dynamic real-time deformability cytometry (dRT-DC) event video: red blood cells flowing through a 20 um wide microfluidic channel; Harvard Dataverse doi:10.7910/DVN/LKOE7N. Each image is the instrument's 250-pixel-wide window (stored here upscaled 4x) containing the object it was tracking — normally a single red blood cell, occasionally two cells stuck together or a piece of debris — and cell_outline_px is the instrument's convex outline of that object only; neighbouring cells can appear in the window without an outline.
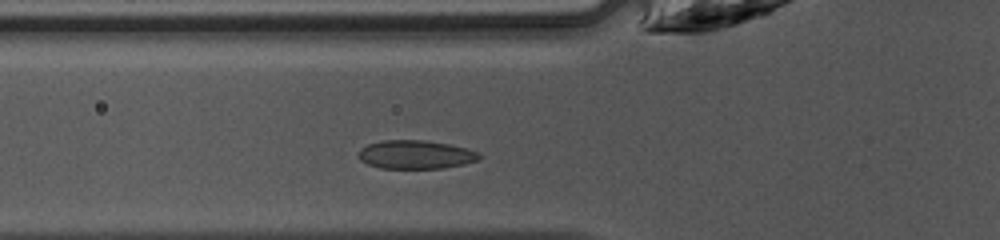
{"species": "common noctule bat (a hibernating species)", "species_latin": "Nyctalus noctula", "temperature_condition": "warm", "stored_images_in_passage": 25, "camera_frame_rate_fps": 3000, "um_per_image_px": 0.085, "animal": {"sex": "female", "body_mass_g": 10.0, "forearm_length_mm": 53.1}, "frame": {"image": 1, "passage_image": 2, "time_ms": 0.333, "image_size_px": [1000, 240], "cell_outline_px": [[480, 156], [476, 160], [464, 164], [444, 168], [380, 168], [368, 164], [360, 160], [356, 156], [360, 148], [368, 144], [384, 140], [424, 140], [448, 144], [468, 148], [480, 152]], "centroid_in_image_um": [35.3, 13.13], "position_along_channel_um": 90.5, "area_um2": 20.17}}
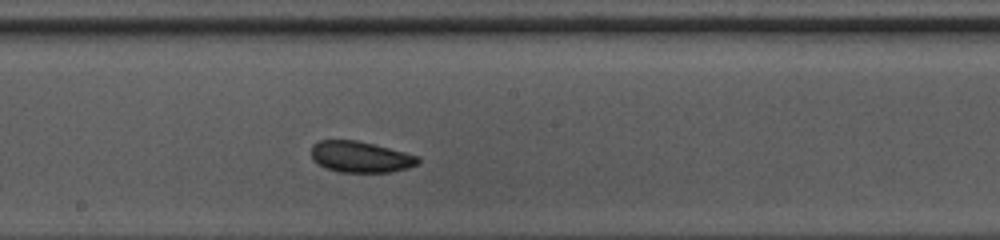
{"frame": {"image": 2, "passage_image": 11, "time_ms": 3.333, "image_size_px": [1000, 240], "cell_outline_px": [[420, 164], [408, 168], [388, 172], [340, 172], [324, 168], [316, 164], [312, 160], [312, 144], [320, 140], [356, 140], [420, 156]], "centroid_in_image_um": [30.63, 13.34], "position_along_channel_um": 217.6, "area_um2": 19.48}}
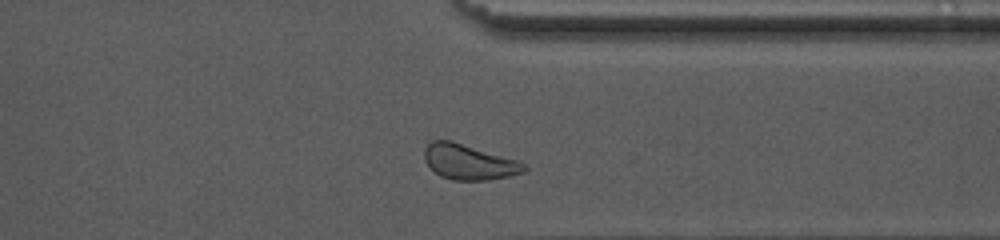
{"frame": {"image": 3, "passage_image": 22, "time_ms": 7.0, "image_size_px": [1000, 240], "cell_outline_px": [[528, 168], [524, 172], [508, 176], [484, 180], [452, 180], [440, 176], [424, 160], [424, 148], [432, 140], [452, 140], [516, 160], [524, 164]], "centroid_in_image_um": [39.83, 13.76], "position_along_channel_um": 371.6, "area_um2": 20.29}}